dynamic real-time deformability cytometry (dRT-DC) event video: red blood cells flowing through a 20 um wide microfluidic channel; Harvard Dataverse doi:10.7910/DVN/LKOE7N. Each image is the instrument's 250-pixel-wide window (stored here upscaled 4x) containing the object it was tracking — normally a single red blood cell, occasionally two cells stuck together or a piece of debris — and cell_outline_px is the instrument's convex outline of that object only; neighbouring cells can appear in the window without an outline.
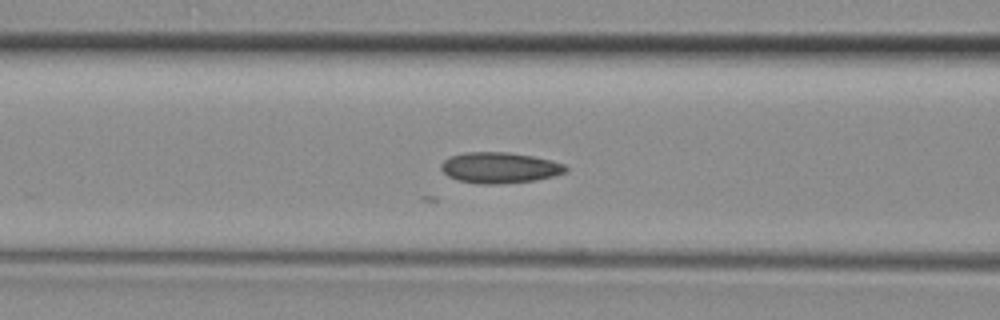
{"species": "common noctule bat (a hibernating species)", "species_latin": "Nyctalus noctula", "temperature_condition": "room temperature", "stored_images_in_passage": 17, "segment_of_instrument_passage": [1, 2], "camera_frame_rate_fps": 3000, "um_per_image_px": 0.085, "animal": {"sex": "female", "body_mass_g": 29.2, "forearm_length_mm": 56.3}, "frame": {"image": 1, "passage_image": 4, "time_ms": 1.0, "image_size_px": [1000, 320], "cell_outline_px": [[568, 168], [564, 172], [552, 176], [536, 180], [500, 184], [476, 184], [456, 180], [448, 176], [440, 168], [440, 164], [444, 160], [452, 156], [464, 152], [508, 152], [532, 156], [564, 164]], "centroid_in_image_um": [42.42, 14.26], "position_along_channel_um": 124.2, "area_um2": 22.37}}
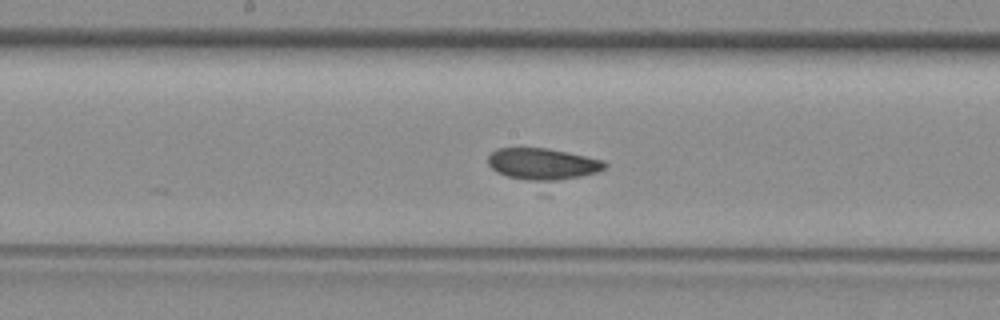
{"frame": {"image": 2, "passage_image": 9, "time_ms": 2.667, "image_size_px": [1000, 320], "cell_outline_px": [[608, 164], [604, 168], [548, 196], [540, 196], [496, 172], [488, 164], [488, 156], [496, 148], [548, 148], [568, 152], [604, 160]], "centroid_in_image_um": [46.17, 14.27], "position_along_channel_um": 202.0, "area_um2": 26.65}}
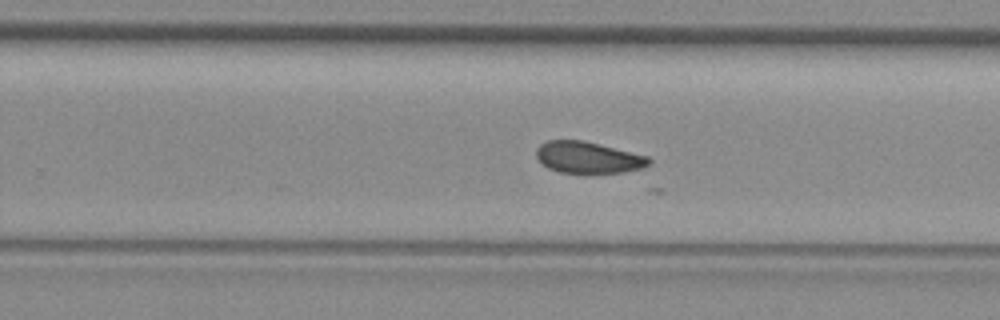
{"frame": {"image": 3, "passage_image": 14, "time_ms": 4.333, "image_size_px": [1000, 320], "cell_outline_px": [[652, 160], [648, 164], [640, 168], [624, 172], [592, 176], [584, 176], [560, 172], [548, 168], [536, 156], [536, 148], [540, 144], [548, 140], [584, 140], [648, 156]], "centroid_in_image_um": [49.98, 13.43], "position_along_channel_um": 279.8, "area_um2": 21.44}}